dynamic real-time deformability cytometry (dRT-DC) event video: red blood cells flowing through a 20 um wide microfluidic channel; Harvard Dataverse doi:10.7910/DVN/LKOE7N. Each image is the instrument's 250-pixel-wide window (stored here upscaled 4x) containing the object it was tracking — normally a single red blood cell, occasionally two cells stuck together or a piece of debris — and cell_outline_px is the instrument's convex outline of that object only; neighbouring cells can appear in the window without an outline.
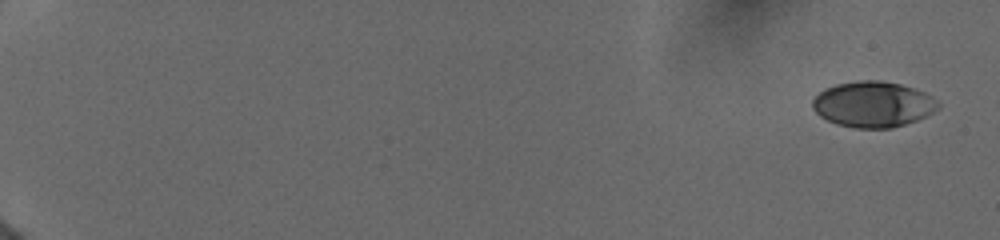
{"species": "human", "species_latin": "Homo sapiens", "temperature_condition": "cold", "stored_images_in_passage": 79, "camera_frame_rate_fps": 3000, "um_per_image_px": 0.085, "donor": {"sex": "female"}, "frame": {"image": 1, "passage_image": 1, "time_ms": 0.0, "image_size_px": [1000, 240], "cell_outline_px": [[940, 108], [928, 116], [892, 128], [856, 128], [836, 124], [820, 116], [812, 108], [812, 100], [824, 88], [836, 84], [860, 80], [880, 80], [900, 84], [924, 92], [932, 96], [940, 104]], "centroid_in_image_um": [74.22, 8.86], "position_along_channel_um": 10.8, "area_um2": 33.58}}
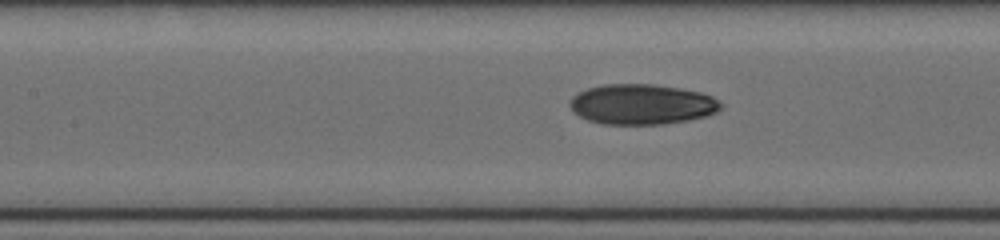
{"frame": {"image": 2, "passage_image": 35, "time_ms": 9.0, "image_size_px": [1000, 240], "cell_outline_px": [[724, 104], [716, 112], [704, 116], [688, 120], [664, 124], [604, 124], [588, 120], [572, 112], [568, 104], [572, 96], [588, 88], [604, 84], [652, 84], [680, 88], [700, 92], [712, 96]], "centroid_in_image_um": [54.54, 8.86], "position_along_channel_um": 152.9, "area_um2": 35.49}}
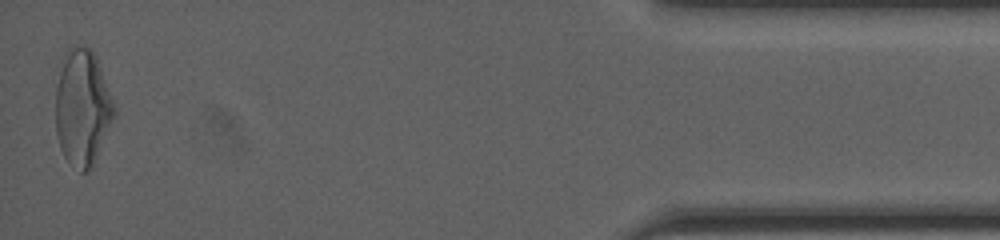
{"frame": {"image": 3, "passage_image": 77, "time_ms": 17.667, "image_size_px": [1000, 240], "cell_outline_px": [[116, 112], [96, 156], [92, 164], [84, 172], [80, 172], [64, 156], [60, 148], [56, 132], [56, 88], [64, 52], [72, 44], [88, 48], [96, 56], [116, 108]], "centroid_in_image_um": [6.99, 9.1], "position_along_channel_um": 428.2, "area_um2": 39.07}, "authors_computed_cell_mechanics": {"area_um2": 34.102, "velocity_mm_per_s": 3.9191, "shape_relaxation_time_tau1_ms": 5.9098, "shape_relaxation_time_tau2_ms": 1.914, "deformation_change_tau1": 0.1722, "deformation_change_tau2": 0.0779}}